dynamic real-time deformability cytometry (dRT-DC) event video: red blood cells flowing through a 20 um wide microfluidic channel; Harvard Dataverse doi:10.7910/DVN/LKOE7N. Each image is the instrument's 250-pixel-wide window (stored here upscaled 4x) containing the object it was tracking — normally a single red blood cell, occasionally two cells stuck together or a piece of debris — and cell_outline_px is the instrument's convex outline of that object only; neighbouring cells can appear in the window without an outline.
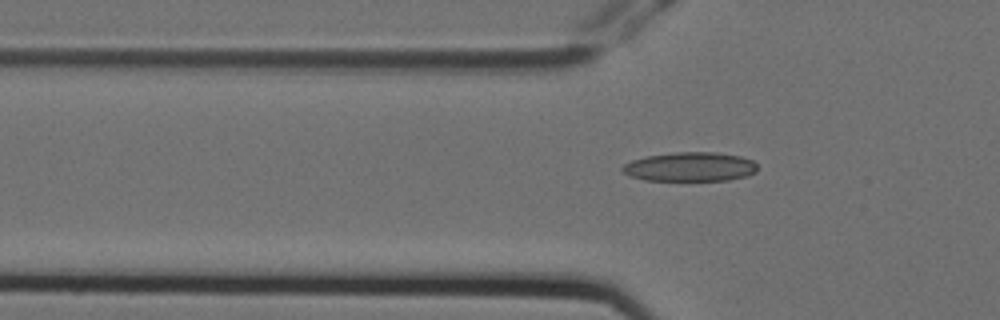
{"species": "Egyptian fruit bat (a non-hibernating species)", "species_latin": "Rousettus aegyptiacus", "temperature_condition": "cold", "stored_images_in_passage": 12, "camera_frame_rate_fps": 3000, "um_per_image_px": 0.085, "animal": {"sex": "female"}, "frame": {"image": 1, "passage_image": 2, "time_ms": 0.333, "image_size_px": [1000, 320], "cell_outline_px": [[756, 172], [748, 176], [728, 180], [644, 180], [628, 176], [620, 168], [624, 164], [632, 160], [648, 156], [676, 152], [716, 152], [740, 156], [752, 160], [756, 164]], "centroid_in_image_um": [58.66, 14.18], "position_along_channel_um": 67.1, "area_um2": 22.95}}
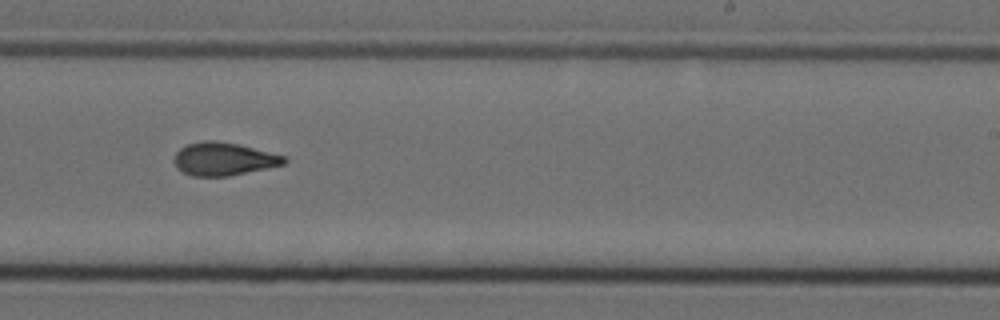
{"frame": {"image": 2, "passage_image": 7, "time_ms": 2.0, "image_size_px": [1000, 320], "cell_outline_px": [[288, 160], [284, 164], [268, 168], [228, 176], [192, 176], [176, 168], [172, 160], [176, 152], [180, 148], [188, 144], [204, 140], [216, 140], [240, 144], [284, 156]], "centroid_in_image_um": [18.98, 13.51], "position_along_channel_um": 270.0, "area_um2": 21.27}}
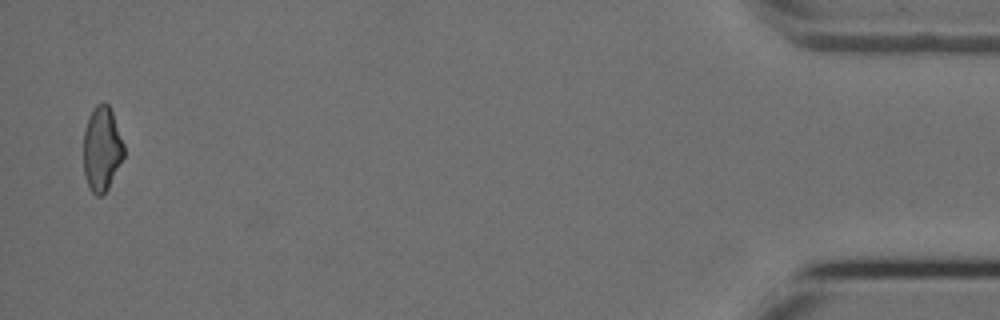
{"frame": {"image": 3, "passage_image": 11, "time_ms": 3.333, "image_size_px": [1000, 320], "cell_outline_px": [[124, 156], [108, 188], [100, 196], [96, 196], [88, 188], [84, 176], [84, 128], [88, 116], [96, 104], [104, 100], [108, 104], [112, 112], [124, 144]], "centroid_in_image_um": [8.64, 12.63], "position_along_channel_um": 426.6, "area_um2": 20.06}}